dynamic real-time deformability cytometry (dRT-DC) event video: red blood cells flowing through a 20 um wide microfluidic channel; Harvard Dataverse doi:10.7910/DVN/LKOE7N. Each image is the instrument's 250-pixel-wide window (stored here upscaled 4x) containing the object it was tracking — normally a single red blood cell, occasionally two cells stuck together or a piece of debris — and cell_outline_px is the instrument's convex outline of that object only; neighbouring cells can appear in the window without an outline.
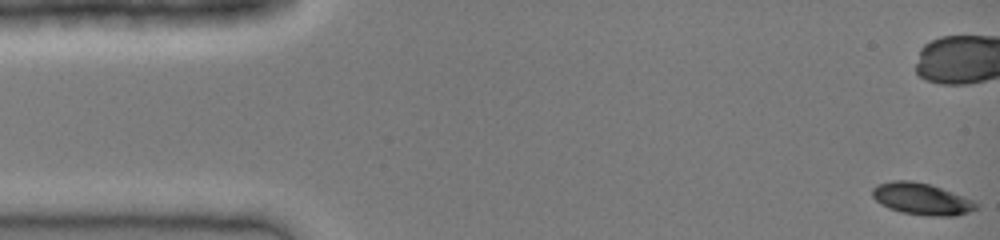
{"species": "common noctule bat (a hibernating species)", "species_latin": "Nyctalus noctula", "temperature_condition": "cold", "stored_images_in_passage": 40, "camera_frame_rate_fps": 3000, "um_per_image_px": 0.085, "animal": {"sex": "female", "body_mass_g": 19.0, "forearm_length_mm": 51.5}, "frame": {"image": 1, "passage_image": 1, "time_ms": 0.0, "image_size_px": [1000, 240], "cell_outline_px": [[980, 208], [956, 216], [924, 216], [900, 212], [888, 208], [880, 204], [872, 196], [872, 188], [876, 184], [892, 180], [912, 180], [928, 184], [976, 200], [980, 204]], "centroid_in_image_um": [78.36, 16.92], "position_along_channel_um": 6.6, "area_um2": 19.59}}